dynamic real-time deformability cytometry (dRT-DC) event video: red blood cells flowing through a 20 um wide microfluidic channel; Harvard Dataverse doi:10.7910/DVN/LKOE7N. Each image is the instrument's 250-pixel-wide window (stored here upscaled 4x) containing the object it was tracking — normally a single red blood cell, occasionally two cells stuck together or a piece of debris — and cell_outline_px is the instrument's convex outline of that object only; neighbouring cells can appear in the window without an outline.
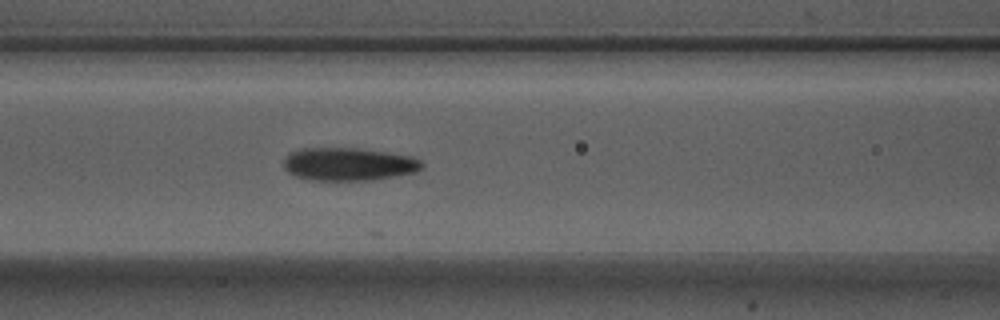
{"species": "Egyptian fruit bat (a non-hibernating species)", "species_latin": "Rousettus aegyptiacus", "temperature_condition": "warm", "stored_images_in_passage": 14, "camera_frame_rate_fps": 3000, "um_per_image_px": 0.085, "animal": {"sex": "male"}, "frame": {"image": 1, "passage_image": 9, "time_ms": 2.667, "image_size_px": [1000, 320], "cell_outline_px": [[424, 164], [416, 172], [372, 180], [308, 180], [296, 176], [288, 172], [284, 168], [284, 160], [288, 152], [300, 148], [356, 148], [388, 152], [412, 156], [420, 160]], "centroid_in_image_um": [29.6, 13.94], "position_along_channel_um": 137.0, "area_um2": 26.7}}